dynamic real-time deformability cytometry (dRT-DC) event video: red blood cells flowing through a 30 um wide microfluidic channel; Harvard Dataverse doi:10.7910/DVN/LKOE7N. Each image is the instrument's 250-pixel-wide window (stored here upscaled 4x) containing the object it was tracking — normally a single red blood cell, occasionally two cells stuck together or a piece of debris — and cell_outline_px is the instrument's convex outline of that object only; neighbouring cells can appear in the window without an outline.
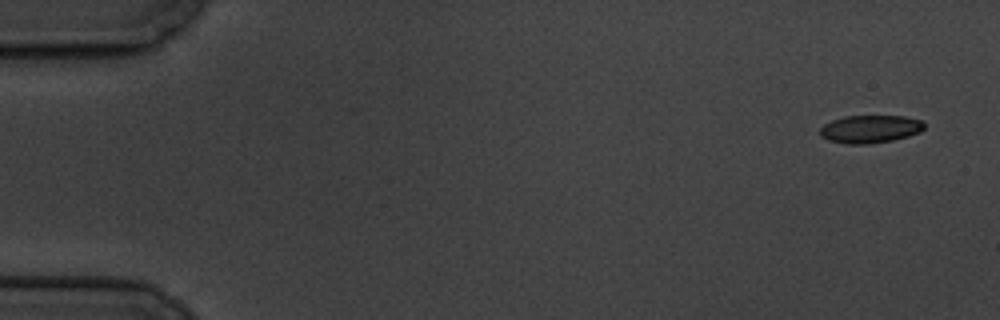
{"species": "common noctule bat (a hibernating species)", "species_latin": "Nyctalus noctula", "temperature_condition": "cold", "stored_images_in_passage": 5, "camera_frame_rate_fps": 3000, "um_per_image_px": 0.085, "animal": {"sex": "male", "body_mass_g": 19.5, "forearm_length_mm": 54.6}, "frame": {"image": 1, "passage_image": 1, "time_ms": 0.0, "image_size_px": [1000, 320], "cell_outline_px": [[924, 128], [920, 132], [908, 136], [892, 140], [868, 144], [844, 144], [828, 140], [820, 136], [820, 128], [824, 124], [832, 120], [844, 116], [904, 116], [920, 120], [924, 124]], "centroid_in_image_um": [73.93, 10.97], "position_along_channel_um": 11.1, "area_um2": 16.94}}
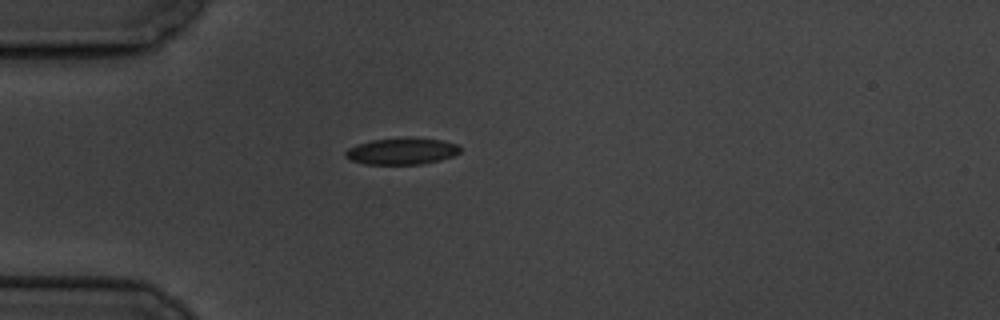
{"frame": {"image": 2, "passage_image": 5, "time_ms": 4.667, "image_size_px": [1000, 320], "cell_outline_px": [[460, 152], [452, 156], [440, 160], [420, 164], [364, 164], [352, 160], [344, 156], [344, 152], [348, 148], [356, 144], [372, 140], [412, 136], [444, 140], [456, 144], [460, 148]], "centroid_in_image_um": [34.15, 12.83], "position_along_channel_um": 50.9, "area_um2": 18.03}}